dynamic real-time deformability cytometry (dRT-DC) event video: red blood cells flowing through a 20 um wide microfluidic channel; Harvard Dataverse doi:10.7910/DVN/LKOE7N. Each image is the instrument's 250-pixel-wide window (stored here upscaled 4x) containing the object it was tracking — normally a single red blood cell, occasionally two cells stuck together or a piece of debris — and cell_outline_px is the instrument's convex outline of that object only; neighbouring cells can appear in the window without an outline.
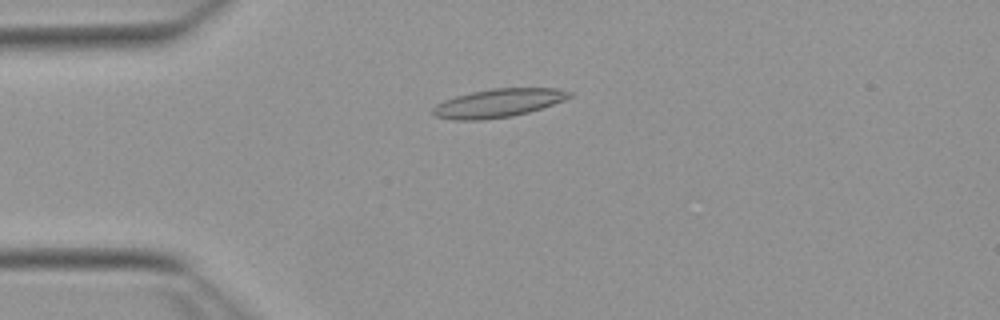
{"species": "Egyptian fruit bat (a non-hibernating species)", "species_latin": "Rousettus aegyptiacus", "temperature_condition": "warm", "stored_images_in_passage": 53, "camera_frame_rate_fps": 3000, "um_per_image_px": 0.085, "animal": {"sex": "female"}, "frame": {"image": 1, "passage_image": 13, "time_ms": 4.0, "image_size_px": [1000, 320], "cell_outline_px": [[572, 96], [564, 100], [528, 112], [512, 116], [480, 120], [452, 120], [436, 116], [432, 112], [432, 108], [436, 104], [444, 100], [456, 96], [472, 92], [492, 88], [556, 88], [572, 92]], "centroid_in_image_um": [42.33, 8.76], "position_along_channel_um": 42.7, "area_um2": 22.48}}
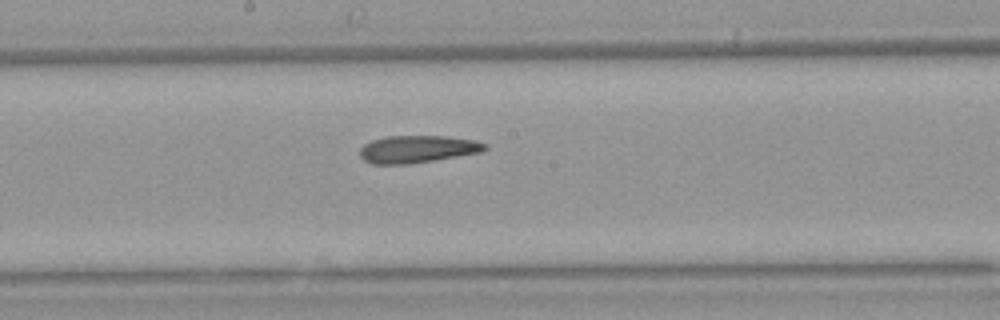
{"frame": {"image": 2, "passage_image": 28, "time_ms": 9.0, "image_size_px": [1000, 320], "cell_outline_px": [[488, 148], [480, 152], [408, 164], [372, 164], [364, 160], [360, 156], [360, 148], [364, 144], [372, 140], [384, 136], [444, 136], [472, 140], [488, 144]], "centroid_in_image_um": [35.44, 12.67], "position_along_channel_um": 212.8, "area_um2": 19.77}}
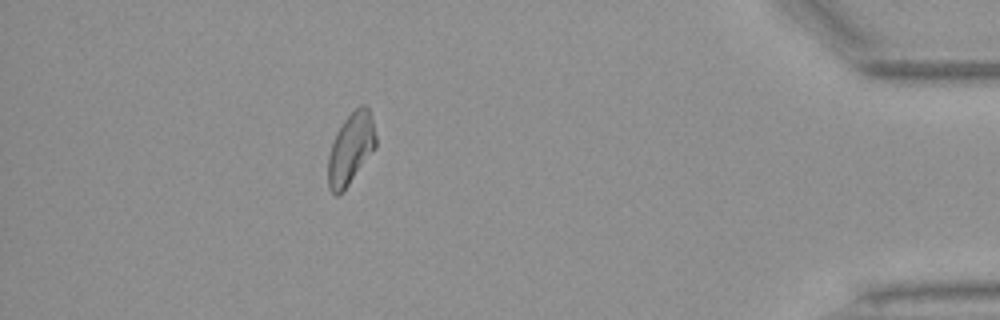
{"frame": {"image": 3, "passage_image": 47, "time_ms": 15.333, "image_size_px": [1000, 320], "cell_outline_px": [[376, 148], [344, 192], [336, 196], [328, 188], [328, 156], [336, 132], [344, 120], [360, 104], [364, 104], [368, 108], [372, 116], [376, 136]], "centroid_in_image_um": [29.82, 12.66], "position_along_channel_um": 405.4, "area_um2": 20.11}, "authors_computed_cell_mechanics": {"area_um2": 20.519, "velocity_mm_per_s": 3.8561, "shape_relaxation_time_tau1_ms": null, "shape_relaxation_time_tau2_ms": 4.6051, "deformation_change_tau1": null, "deformation_change_tau2": 0.1382}}